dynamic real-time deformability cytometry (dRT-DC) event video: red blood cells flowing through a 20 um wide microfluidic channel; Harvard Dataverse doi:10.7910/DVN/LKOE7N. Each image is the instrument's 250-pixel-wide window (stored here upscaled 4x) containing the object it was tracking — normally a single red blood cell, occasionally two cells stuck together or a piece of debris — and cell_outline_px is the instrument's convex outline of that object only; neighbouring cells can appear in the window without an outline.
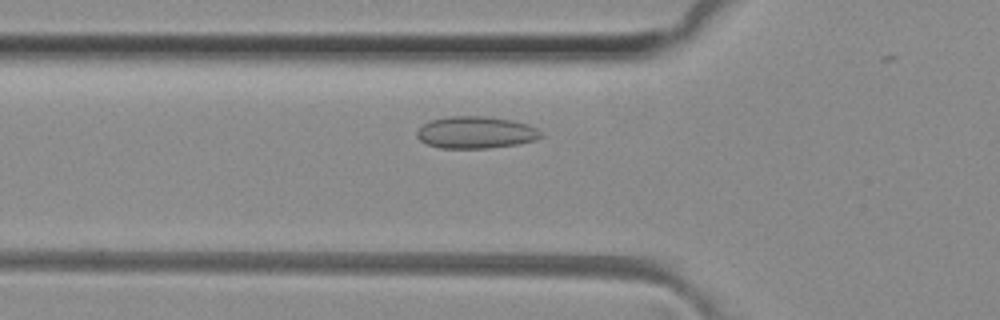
{"species": "common noctule bat (a hibernating species)", "species_latin": "Nyctalus noctula", "temperature_condition": "room temperature", "stored_images_in_passage": 43, "camera_frame_rate_fps": 3000, "um_per_image_px": 0.085, "animal": {"sex": "female", "body_mass_g": 29.2, "forearm_length_mm": 56.3}, "frame": {"image": 1, "passage_image": 14, "time_ms": 4.333, "image_size_px": [1000, 320], "cell_outline_px": [[544, 136], [536, 140], [516, 144], [488, 148], [440, 148], [428, 144], [420, 140], [416, 136], [416, 132], [424, 124], [432, 120], [448, 116], [484, 116], [512, 120], [528, 124], [544, 132]], "centroid_in_image_um": [40.48, 11.25], "position_along_channel_um": 85.3, "area_um2": 23.18}}
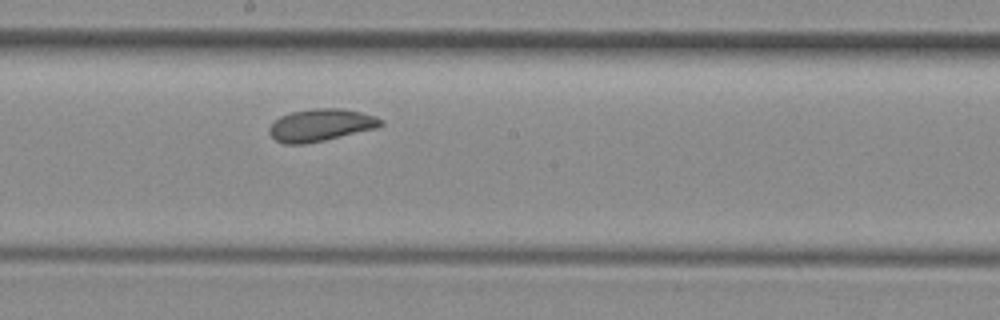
{"frame": {"image": 2, "passage_image": 24, "time_ms": 7.667, "image_size_px": [1000, 320], "cell_outline_px": [[384, 124], [376, 128], [324, 140], [304, 144], [284, 144], [276, 140], [268, 132], [268, 128], [280, 116], [292, 112], [316, 108], [344, 108], [376, 116], [384, 120]], "centroid_in_image_um": [27.28, 10.62], "position_along_channel_um": 220.9, "area_um2": 20.92}}
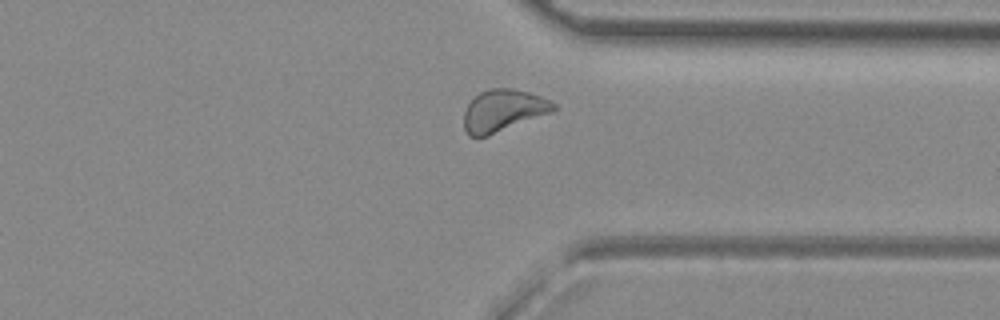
{"frame": {"image": 3, "passage_image": 35, "time_ms": 11.333, "image_size_px": [1000, 320], "cell_outline_px": [[556, 108], [552, 112], [488, 136], [468, 136], [464, 128], [464, 112], [468, 104], [480, 92], [492, 88], [512, 88], [528, 92], [540, 96], [556, 104]], "centroid_in_image_um": [42.76, 9.4], "position_along_channel_um": 368.6, "area_um2": 21.73}, "authors_computed_cell_mechanics": {"area_um2": 21.1548, "velocity_mm_per_s": 4.0631, "shape_relaxation_time_tau1_ms": null, "shape_relaxation_time_tau2_ms": 3.0161, "deformation_change_tau1": null, "deformation_change_tau2": 0.0771}}